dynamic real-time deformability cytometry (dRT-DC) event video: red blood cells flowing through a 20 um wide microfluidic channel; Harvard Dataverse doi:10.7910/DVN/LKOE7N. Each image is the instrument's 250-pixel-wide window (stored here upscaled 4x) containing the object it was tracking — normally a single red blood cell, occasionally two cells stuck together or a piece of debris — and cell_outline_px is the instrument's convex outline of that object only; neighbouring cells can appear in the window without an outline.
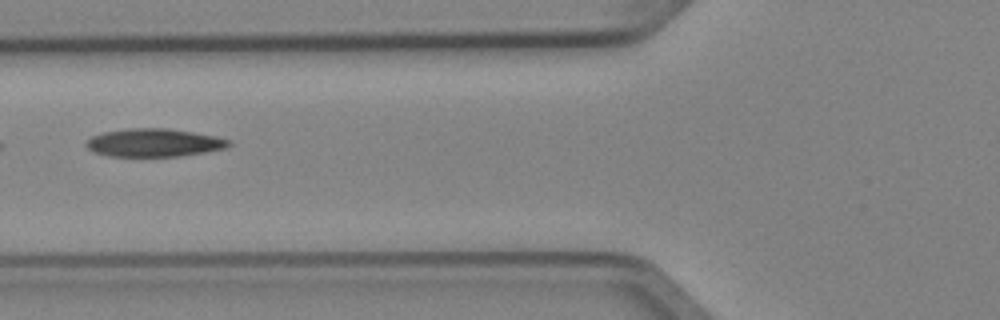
{"species": "Egyptian fruit bat (a non-hibernating species)", "species_latin": "Rousettus aegyptiacus", "temperature_condition": "cold", "stored_images_in_passage": 3, "camera_frame_rate_fps": 3000, "um_per_image_px": 0.085, "animal": {"sex": "female"}, "frame": {"image": 1, "passage_image": 3, "time_ms": 0.667, "image_size_px": [1000, 320], "cell_outline_px": [[232, 144], [224, 148], [204, 152], [176, 156], [108, 156], [92, 152], [84, 144], [92, 136], [104, 132], [128, 128], [168, 128], [216, 136], [228, 140]], "centroid_in_image_um": [13.04, 12.12], "position_along_channel_um": 112.8, "area_um2": 23.18}}